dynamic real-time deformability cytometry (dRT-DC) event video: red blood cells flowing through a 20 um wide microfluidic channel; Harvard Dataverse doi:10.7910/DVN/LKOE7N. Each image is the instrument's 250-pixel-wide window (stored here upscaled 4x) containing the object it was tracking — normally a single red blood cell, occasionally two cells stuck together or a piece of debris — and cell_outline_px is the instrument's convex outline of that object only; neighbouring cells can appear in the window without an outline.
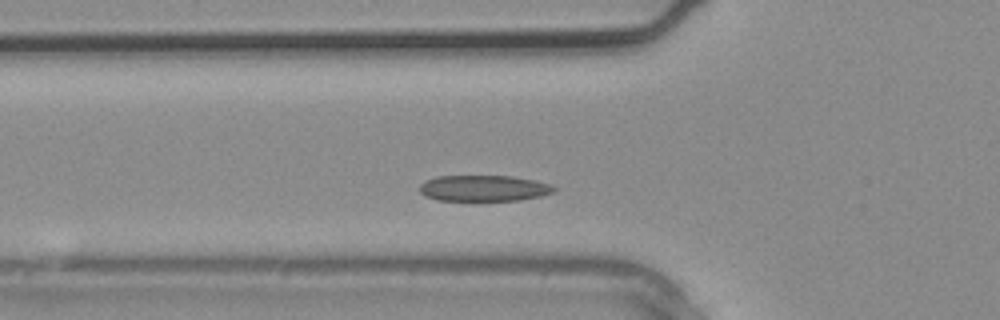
{"species": "common noctule bat (a hibernating species)", "species_latin": "Nyctalus noctula", "temperature_condition": "warm", "stored_images_in_passage": 3, "camera_frame_rate_fps": 3000, "um_per_image_px": 0.085, "animal": {"sex": "male", "body_mass_g": 20.4}, "frame": {"image": 1, "passage_image": 2, "time_ms": 0.333, "image_size_px": [1000, 320], "cell_outline_px": [[560, 188], [556, 192], [540, 196], [520, 200], [436, 200], [424, 196], [420, 192], [420, 184], [424, 180], [436, 176], [512, 176], [536, 180], [552, 184]], "centroid_in_image_um": [41.17, 15.99], "position_along_channel_um": 84.6, "area_um2": 20.69}}